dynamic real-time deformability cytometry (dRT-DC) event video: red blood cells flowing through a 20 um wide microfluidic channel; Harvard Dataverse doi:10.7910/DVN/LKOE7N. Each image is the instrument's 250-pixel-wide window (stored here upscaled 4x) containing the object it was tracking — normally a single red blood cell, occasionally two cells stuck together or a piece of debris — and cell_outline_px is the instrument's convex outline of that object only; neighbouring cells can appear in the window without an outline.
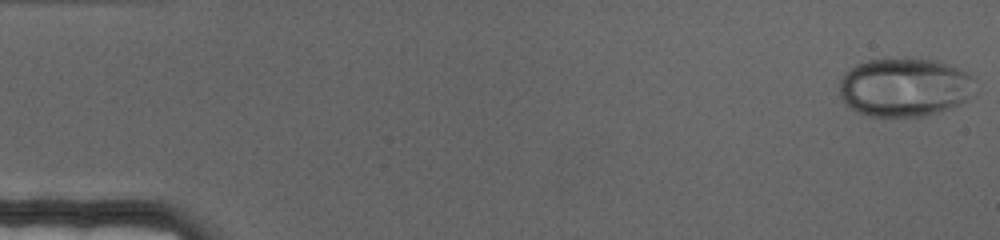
{"species": "human", "species_latin": "Homo sapiens", "temperature_condition": "cold", "stored_images_in_passage": 70, "camera_frame_rate_fps": 3000, "um_per_image_px": 0.085, "donor": {"sex": "female"}, "frame": {"image": 1, "passage_image": 1, "time_ms": 0.0, "image_size_px": [1000, 240], "cell_outline_px": [[972, 76], [964, 100], [948, 108], [928, 116], [864, 116], [848, 108], [840, 96], [840, 80], [856, 64], [868, 60], [932, 60], [948, 64], [968, 72]], "centroid_in_image_um": [76.78, 7.45], "position_along_channel_um": 8.2, "area_um2": 45.2}}
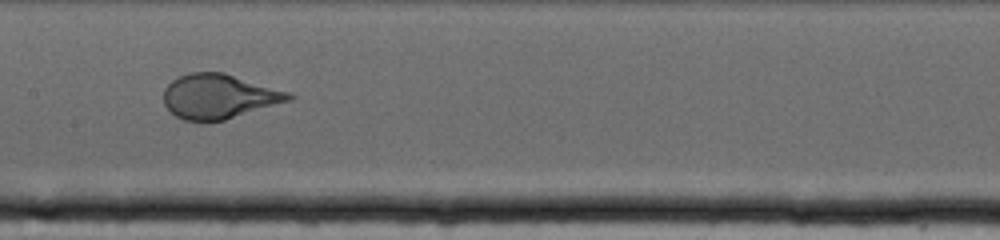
{"frame": {"image": 2, "passage_image": 35, "time_ms": 11.333, "image_size_px": [1000, 240], "cell_outline_px": [[296, 96], [292, 100], [224, 120], [184, 120], [176, 116], [164, 104], [164, 88], [172, 80], [188, 72], [224, 72], [292, 92]], "centroid_in_image_um": [18.66, 8.17], "position_along_channel_um": 188.7, "area_um2": 32.54}}
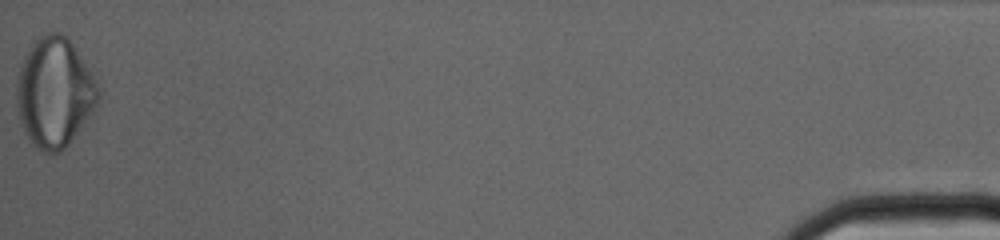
{"frame": {"image": 3, "passage_image": 70, "time_ms": 23.0, "image_size_px": [1000, 240], "cell_outline_px": [[100, 96], [96, 104], [88, 116], [68, 144], [60, 152], [40, 152], [32, 144], [24, 132], [20, 120], [16, 104], [16, 88], [20, 64], [24, 56], [32, 44], [40, 36], [48, 32], [60, 32], [72, 44], [92, 72], [96, 80], [100, 92]], "centroid_in_image_um": [4.61, 7.86], "position_along_channel_um": 430.6, "area_um2": 51.73}}